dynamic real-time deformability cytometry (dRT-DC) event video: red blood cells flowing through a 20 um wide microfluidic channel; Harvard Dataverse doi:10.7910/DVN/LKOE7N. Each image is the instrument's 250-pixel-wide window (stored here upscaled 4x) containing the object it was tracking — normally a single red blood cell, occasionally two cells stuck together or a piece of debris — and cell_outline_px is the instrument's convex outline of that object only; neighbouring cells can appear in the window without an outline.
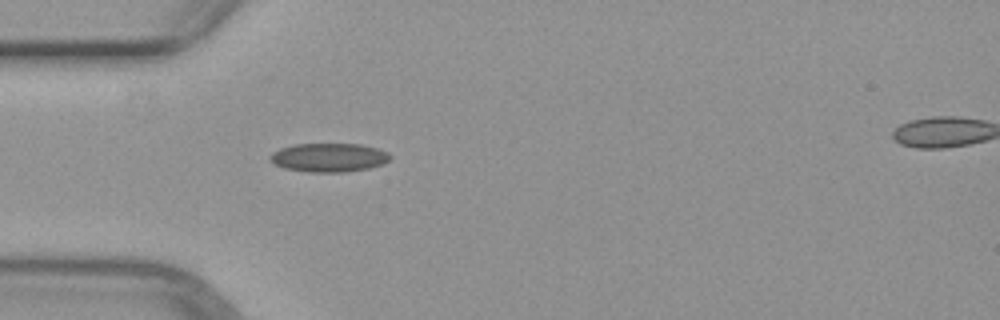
{"species": "common noctule bat (a hibernating species)", "species_latin": "Nyctalus noctula", "temperature_condition": "warm", "stored_images_in_passage": 5, "segment_of_instrument_passage": [1, 2], "camera_frame_rate_fps": 3000, "um_per_image_px": 0.085, "animal": {"sex": "female", "body_mass_g": 29.2, "forearm_length_mm": 56.3}, "frame": {"image": 1, "passage_image": 4, "time_ms": 3.333, "image_size_px": [1000, 320], "cell_outline_px": [[392, 156], [384, 164], [368, 168], [344, 172], [308, 172], [284, 168], [268, 160], [268, 156], [272, 152], [280, 148], [292, 144], [360, 144], [376, 148], [388, 152]], "centroid_in_image_um": [27.93, 13.38], "position_along_channel_um": 57.1, "area_um2": 20.23}}